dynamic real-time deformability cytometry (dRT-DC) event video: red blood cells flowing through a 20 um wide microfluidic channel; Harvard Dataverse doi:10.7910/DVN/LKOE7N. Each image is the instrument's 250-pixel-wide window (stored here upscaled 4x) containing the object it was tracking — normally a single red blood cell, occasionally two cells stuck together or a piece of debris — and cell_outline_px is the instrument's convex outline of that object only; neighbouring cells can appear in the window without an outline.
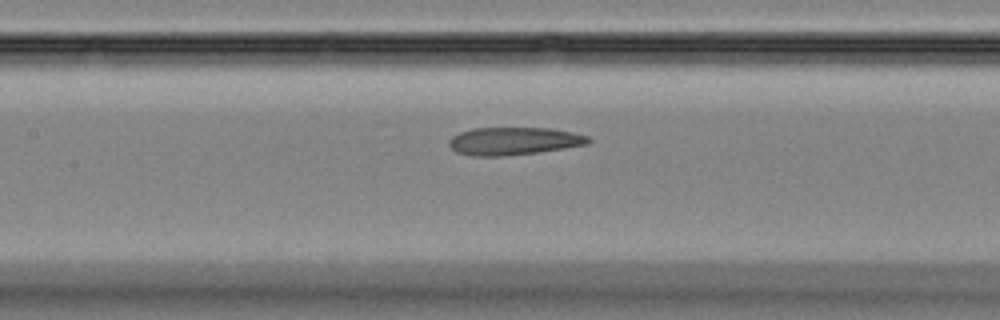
{"species": "Egyptian fruit bat (a non-hibernating species)", "species_latin": "Rousettus aegyptiacus", "temperature_condition": "room temperature", "stored_images_in_passage": 41, "camera_frame_rate_fps": 3000, "um_per_image_px": 0.085, "animal": {"sex": "female"}, "frame": {"image": 1, "passage_image": 20, "time_ms": 6.333, "image_size_px": [1000, 320], "cell_outline_px": [[592, 140], [588, 144], [540, 152], [504, 156], [468, 156], [456, 152], [448, 144], [448, 140], [452, 136], [460, 132], [472, 128], [548, 128], [572, 132], [588, 136]], "centroid_in_image_um": [43.64, 12.0], "position_along_channel_um": 163.8, "area_um2": 22.66}}
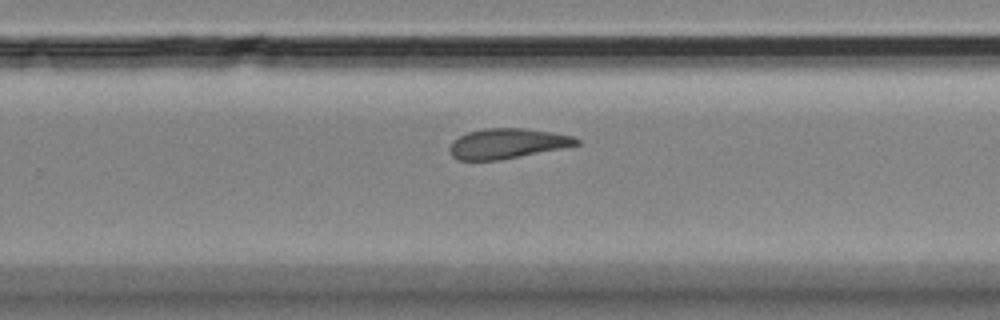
{"frame": {"image": 2, "passage_image": 29, "time_ms": 9.333, "image_size_px": [1000, 320], "cell_outline_px": [[580, 144], [500, 160], [456, 160], [448, 152], [448, 148], [452, 140], [468, 132], [484, 128], [524, 128], [552, 132], [572, 136], [580, 140]], "centroid_in_image_um": [43.05, 12.2], "position_along_channel_um": 286.8, "area_um2": 22.2}}
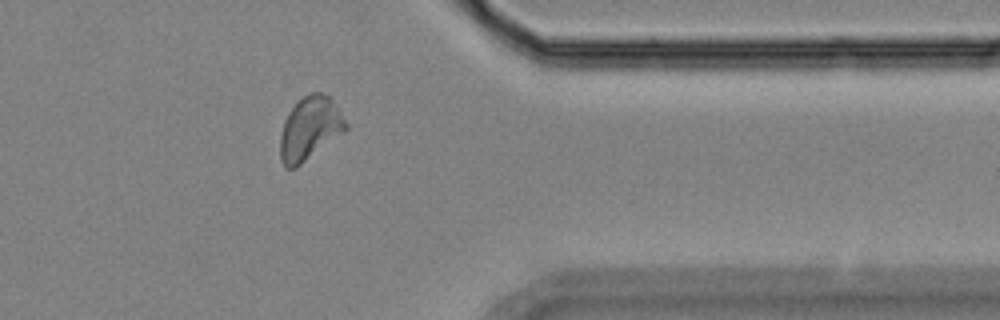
{"frame": {"image": 3, "passage_image": 37, "time_ms": 12.0, "image_size_px": [1000, 320], "cell_outline_px": [[348, 128], [344, 132], [296, 168], [284, 168], [280, 160], [280, 136], [284, 120], [292, 108], [304, 96], [312, 92], [320, 92], [332, 96], [348, 124]], "centroid_in_image_um": [26.35, 10.92], "position_along_channel_um": 385.0, "area_um2": 24.33}}